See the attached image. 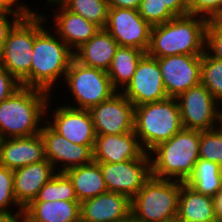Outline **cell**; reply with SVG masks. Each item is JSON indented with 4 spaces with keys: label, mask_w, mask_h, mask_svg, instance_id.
I'll list each match as a JSON object with an SVG mask.
<instances>
[{
    "label": "cell",
    "mask_w": 222,
    "mask_h": 222,
    "mask_svg": "<svg viewBox=\"0 0 222 222\" xmlns=\"http://www.w3.org/2000/svg\"><path fill=\"white\" fill-rule=\"evenodd\" d=\"M50 96L52 94L45 90L21 86L3 100L0 103V139L40 133V122H45L46 105Z\"/></svg>",
    "instance_id": "cell-2"
},
{
    "label": "cell",
    "mask_w": 222,
    "mask_h": 222,
    "mask_svg": "<svg viewBox=\"0 0 222 222\" xmlns=\"http://www.w3.org/2000/svg\"><path fill=\"white\" fill-rule=\"evenodd\" d=\"M182 129L176 98L135 106L134 131L147 153Z\"/></svg>",
    "instance_id": "cell-5"
},
{
    "label": "cell",
    "mask_w": 222,
    "mask_h": 222,
    "mask_svg": "<svg viewBox=\"0 0 222 222\" xmlns=\"http://www.w3.org/2000/svg\"><path fill=\"white\" fill-rule=\"evenodd\" d=\"M18 1L20 2V0H0V11L12 12L21 18H27L37 13V11H33L26 6L27 4L19 3Z\"/></svg>",
    "instance_id": "cell-38"
},
{
    "label": "cell",
    "mask_w": 222,
    "mask_h": 222,
    "mask_svg": "<svg viewBox=\"0 0 222 222\" xmlns=\"http://www.w3.org/2000/svg\"><path fill=\"white\" fill-rule=\"evenodd\" d=\"M189 14L212 19L221 9L222 0H187Z\"/></svg>",
    "instance_id": "cell-34"
},
{
    "label": "cell",
    "mask_w": 222,
    "mask_h": 222,
    "mask_svg": "<svg viewBox=\"0 0 222 222\" xmlns=\"http://www.w3.org/2000/svg\"><path fill=\"white\" fill-rule=\"evenodd\" d=\"M24 209L28 222H80L78 201H32Z\"/></svg>",
    "instance_id": "cell-23"
},
{
    "label": "cell",
    "mask_w": 222,
    "mask_h": 222,
    "mask_svg": "<svg viewBox=\"0 0 222 222\" xmlns=\"http://www.w3.org/2000/svg\"><path fill=\"white\" fill-rule=\"evenodd\" d=\"M45 28L35 36L30 67V87L52 94L54 84L62 77L64 81L66 72L74 59V52L55 32L53 35Z\"/></svg>",
    "instance_id": "cell-4"
},
{
    "label": "cell",
    "mask_w": 222,
    "mask_h": 222,
    "mask_svg": "<svg viewBox=\"0 0 222 222\" xmlns=\"http://www.w3.org/2000/svg\"><path fill=\"white\" fill-rule=\"evenodd\" d=\"M9 16H11V20ZM20 19L21 17L15 13L0 11V57L9 31Z\"/></svg>",
    "instance_id": "cell-37"
},
{
    "label": "cell",
    "mask_w": 222,
    "mask_h": 222,
    "mask_svg": "<svg viewBox=\"0 0 222 222\" xmlns=\"http://www.w3.org/2000/svg\"><path fill=\"white\" fill-rule=\"evenodd\" d=\"M65 174L72 181L78 202L108 191L100 165L94 161L69 169Z\"/></svg>",
    "instance_id": "cell-25"
},
{
    "label": "cell",
    "mask_w": 222,
    "mask_h": 222,
    "mask_svg": "<svg viewBox=\"0 0 222 222\" xmlns=\"http://www.w3.org/2000/svg\"><path fill=\"white\" fill-rule=\"evenodd\" d=\"M175 16L189 14L187 0H160Z\"/></svg>",
    "instance_id": "cell-39"
},
{
    "label": "cell",
    "mask_w": 222,
    "mask_h": 222,
    "mask_svg": "<svg viewBox=\"0 0 222 222\" xmlns=\"http://www.w3.org/2000/svg\"><path fill=\"white\" fill-rule=\"evenodd\" d=\"M175 222H198V221H189V220H175Z\"/></svg>",
    "instance_id": "cell-46"
},
{
    "label": "cell",
    "mask_w": 222,
    "mask_h": 222,
    "mask_svg": "<svg viewBox=\"0 0 222 222\" xmlns=\"http://www.w3.org/2000/svg\"><path fill=\"white\" fill-rule=\"evenodd\" d=\"M109 192L127 196L130 200L151 176V158L146 153L140 159L117 163H98Z\"/></svg>",
    "instance_id": "cell-10"
},
{
    "label": "cell",
    "mask_w": 222,
    "mask_h": 222,
    "mask_svg": "<svg viewBox=\"0 0 222 222\" xmlns=\"http://www.w3.org/2000/svg\"><path fill=\"white\" fill-rule=\"evenodd\" d=\"M138 11L151 27L166 23L176 17L160 0H142Z\"/></svg>",
    "instance_id": "cell-32"
},
{
    "label": "cell",
    "mask_w": 222,
    "mask_h": 222,
    "mask_svg": "<svg viewBox=\"0 0 222 222\" xmlns=\"http://www.w3.org/2000/svg\"><path fill=\"white\" fill-rule=\"evenodd\" d=\"M212 198L216 220L217 222H222V189H220Z\"/></svg>",
    "instance_id": "cell-42"
},
{
    "label": "cell",
    "mask_w": 222,
    "mask_h": 222,
    "mask_svg": "<svg viewBox=\"0 0 222 222\" xmlns=\"http://www.w3.org/2000/svg\"><path fill=\"white\" fill-rule=\"evenodd\" d=\"M156 59L168 97L177 98L201 83V55H173Z\"/></svg>",
    "instance_id": "cell-15"
},
{
    "label": "cell",
    "mask_w": 222,
    "mask_h": 222,
    "mask_svg": "<svg viewBox=\"0 0 222 222\" xmlns=\"http://www.w3.org/2000/svg\"><path fill=\"white\" fill-rule=\"evenodd\" d=\"M218 128L222 131V107H221V104L219 107Z\"/></svg>",
    "instance_id": "cell-44"
},
{
    "label": "cell",
    "mask_w": 222,
    "mask_h": 222,
    "mask_svg": "<svg viewBox=\"0 0 222 222\" xmlns=\"http://www.w3.org/2000/svg\"><path fill=\"white\" fill-rule=\"evenodd\" d=\"M46 4L47 7L58 5V11L52 17L54 18V32L73 52L92 38L100 29L82 16L67 10L58 0H47Z\"/></svg>",
    "instance_id": "cell-20"
},
{
    "label": "cell",
    "mask_w": 222,
    "mask_h": 222,
    "mask_svg": "<svg viewBox=\"0 0 222 222\" xmlns=\"http://www.w3.org/2000/svg\"><path fill=\"white\" fill-rule=\"evenodd\" d=\"M40 135L45 144L46 159L58 173L93 161L94 145L74 144L46 125V122L42 124Z\"/></svg>",
    "instance_id": "cell-13"
},
{
    "label": "cell",
    "mask_w": 222,
    "mask_h": 222,
    "mask_svg": "<svg viewBox=\"0 0 222 222\" xmlns=\"http://www.w3.org/2000/svg\"><path fill=\"white\" fill-rule=\"evenodd\" d=\"M21 87V83L0 65V103Z\"/></svg>",
    "instance_id": "cell-36"
},
{
    "label": "cell",
    "mask_w": 222,
    "mask_h": 222,
    "mask_svg": "<svg viewBox=\"0 0 222 222\" xmlns=\"http://www.w3.org/2000/svg\"><path fill=\"white\" fill-rule=\"evenodd\" d=\"M12 207L14 210L23 209L15 200L13 170L0 166V211H12Z\"/></svg>",
    "instance_id": "cell-33"
},
{
    "label": "cell",
    "mask_w": 222,
    "mask_h": 222,
    "mask_svg": "<svg viewBox=\"0 0 222 222\" xmlns=\"http://www.w3.org/2000/svg\"><path fill=\"white\" fill-rule=\"evenodd\" d=\"M208 19L187 14L151 28L146 54L154 58L202 55L205 52Z\"/></svg>",
    "instance_id": "cell-1"
},
{
    "label": "cell",
    "mask_w": 222,
    "mask_h": 222,
    "mask_svg": "<svg viewBox=\"0 0 222 222\" xmlns=\"http://www.w3.org/2000/svg\"><path fill=\"white\" fill-rule=\"evenodd\" d=\"M181 181L150 176L131 199V216L139 222H175Z\"/></svg>",
    "instance_id": "cell-7"
},
{
    "label": "cell",
    "mask_w": 222,
    "mask_h": 222,
    "mask_svg": "<svg viewBox=\"0 0 222 222\" xmlns=\"http://www.w3.org/2000/svg\"><path fill=\"white\" fill-rule=\"evenodd\" d=\"M96 163H117L142 158L143 149L135 131L123 134L96 135L93 147Z\"/></svg>",
    "instance_id": "cell-17"
},
{
    "label": "cell",
    "mask_w": 222,
    "mask_h": 222,
    "mask_svg": "<svg viewBox=\"0 0 222 222\" xmlns=\"http://www.w3.org/2000/svg\"><path fill=\"white\" fill-rule=\"evenodd\" d=\"M121 93L134 106L167 99L157 59L145 54L139 61L131 81Z\"/></svg>",
    "instance_id": "cell-14"
},
{
    "label": "cell",
    "mask_w": 222,
    "mask_h": 222,
    "mask_svg": "<svg viewBox=\"0 0 222 222\" xmlns=\"http://www.w3.org/2000/svg\"><path fill=\"white\" fill-rule=\"evenodd\" d=\"M201 84L222 105V60L206 51L201 55Z\"/></svg>",
    "instance_id": "cell-29"
},
{
    "label": "cell",
    "mask_w": 222,
    "mask_h": 222,
    "mask_svg": "<svg viewBox=\"0 0 222 222\" xmlns=\"http://www.w3.org/2000/svg\"><path fill=\"white\" fill-rule=\"evenodd\" d=\"M118 47L116 40L105 29H99L74 51V59L82 65L107 72Z\"/></svg>",
    "instance_id": "cell-22"
},
{
    "label": "cell",
    "mask_w": 222,
    "mask_h": 222,
    "mask_svg": "<svg viewBox=\"0 0 222 222\" xmlns=\"http://www.w3.org/2000/svg\"><path fill=\"white\" fill-rule=\"evenodd\" d=\"M78 201L72 181L65 173L56 174L45 183L34 201Z\"/></svg>",
    "instance_id": "cell-30"
},
{
    "label": "cell",
    "mask_w": 222,
    "mask_h": 222,
    "mask_svg": "<svg viewBox=\"0 0 222 222\" xmlns=\"http://www.w3.org/2000/svg\"><path fill=\"white\" fill-rule=\"evenodd\" d=\"M146 52L131 48L119 46L111 61L107 71L113 88L121 92L131 81L136 71V67Z\"/></svg>",
    "instance_id": "cell-26"
},
{
    "label": "cell",
    "mask_w": 222,
    "mask_h": 222,
    "mask_svg": "<svg viewBox=\"0 0 222 222\" xmlns=\"http://www.w3.org/2000/svg\"><path fill=\"white\" fill-rule=\"evenodd\" d=\"M0 222H28L25 209L0 211Z\"/></svg>",
    "instance_id": "cell-40"
},
{
    "label": "cell",
    "mask_w": 222,
    "mask_h": 222,
    "mask_svg": "<svg viewBox=\"0 0 222 222\" xmlns=\"http://www.w3.org/2000/svg\"><path fill=\"white\" fill-rule=\"evenodd\" d=\"M109 7L138 10L142 0H107Z\"/></svg>",
    "instance_id": "cell-41"
},
{
    "label": "cell",
    "mask_w": 222,
    "mask_h": 222,
    "mask_svg": "<svg viewBox=\"0 0 222 222\" xmlns=\"http://www.w3.org/2000/svg\"><path fill=\"white\" fill-rule=\"evenodd\" d=\"M176 99L183 128L205 131L218 127L220 104L201 83L183 92Z\"/></svg>",
    "instance_id": "cell-9"
},
{
    "label": "cell",
    "mask_w": 222,
    "mask_h": 222,
    "mask_svg": "<svg viewBox=\"0 0 222 222\" xmlns=\"http://www.w3.org/2000/svg\"><path fill=\"white\" fill-rule=\"evenodd\" d=\"M55 174L56 170L47 159L13 170L14 195L18 205L26 208Z\"/></svg>",
    "instance_id": "cell-21"
},
{
    "label": "cell",
    "mask_w": 222,
    "mask_h": 222,
    "mask_svg": "<svg viewBox=\"0 0 222 222\" xmlns=\"http://www.w3.org/2000/svg\"><path fill=\"white\" fill-rule=\"evenodd\" d=\"M199 145L200 131L183 128L149 152L151 175L185 182L199 160Z\"/></svg>",
    "instance_id": "cell-3"
},
{
    "label": "cell",
    "mask_w": 222,
    "mask_h": 222,
    "mask_svg": "<svg viewBox=\"0 0 222 222\" xmlns=\"http://www.w3.org/2000/svg\"><path fill=\"white\" fill-rule=\"evenodd\" d=\"M131 216V200L105 192L80 202V222H122Z\"/></svg>",
    "instance_id": "cell-18"
},
{
    "label": "cell",
    "mask_w": 222,
    "mask_h": 222,
    "mask_svg": "<svg viewBox=\"0 0 222 222\" xmlns=\"http://www.w3.org/2000/svg\"><path fill=\"white\" fill-rule=\"evenodd\" d=\"M205 51L210 56L222 60V30L211 20L206 27Z\"/></svg>",
    "instance_id": "cell-35"
},
{
    "label": "cell",
    "mask_w": 222,
    "mask_h": 222,
    "mask_svg": "<svg viewBox=\"0 0 222 222\" xmlns=\"http://www.w3.org/2000/svg\"><path fill=\"white\" fill-rule=\"evenodd\" d=\"M199 158L222 166V131L218 127L200 131Z\"/></svg>",
    "instance_id": "cell-31"
},
{
    "label": "cell",
    "mask_w": 222,
    "mask_h": 222,
    "mask_svg": "<svg viewBox=\"0 0 222 222\" xmlns=\"http://www.w3.org/2000/svg\"><path fill=\"white\" fill-rule=\"evenodd\" d=\"M47 15L35 13L21 18L9 31L0 57L2 65L21 86L30 87V67L35 36L46 27Z\"/></svg>",
    "instance_id": "cell-6"
},
{
    "label": "cell",
    "mask_w": 222,
    "mask_h": 222,
    "mask_svg": "<svg viewBox=\"0 0 222 222\" xmlns=\"http://www.w3.org/2000/svg\"><path fill=\"white\" fill-rule=\"evenodd\" d=\"M151 26L135 9L109 7L105 30L119 46L147 51Z\"/></svg>",
    "instance_id": "cell-11"
},
{
    "label": "cell",
    "mask_w": 222,
    "mask_h": 222,
    "mask_svg": "<svg viewBox=\"0 0 222 222\" xmlns=\"http://www.w3.org/2000/svg\"><path fill=\"white\" fill-rule=\"evenodd\" d=\"M67 10L104 29L108 16L107 0H58Z\"/></svg>",
    "instance_id": "cell-28"
},
{
    "label": "cell",
    "mask_w": 222,
    "mask_h": 222,
    "mask_svg": "<svg viewBox=\"0 0 222 222\" xmlns=\"http://www.w3.org/2000/svg\"><path fill=\"white\" fill-rule=\"evenodd\" d=\"M210 20L222 30V9Z\"/></svg>",
    "instance_id": "cell-43"
},
{
    "label": "cell",
    "mask_w": 222,
    "mask_h": 222,
    "mask_svg": "<svg viewBox=\"0 0 222 222\" xmlns=\"http://www.w3.org/2000/svg\"><path fill=\"white\" fill-rule=\"evenodd\" d=\"M176 220L217 222L213 198L200 194L185 182H181Z\"/></svg>",
    "instance_id": "cell-24"
},
{
    "label": "cell",
    "mask_w": 222,
    "mask_h": 222,
    "mask_svg": "<svg viewBox=\"0 0 222 222\" xmlns=\"http://www.w3.org/2000/svg\"><path fill=\"white\" fill-rule=\"evenodd\" d=\"M48 100L45 111V122L55 132L64 136L70 142L80 145H94L96 133L89 110L75 109L61 104L60 107L51 109ZM49 110V111H48ZM52 116L48 119V112ZM49 120V121H48Z\"/></svg>",
    "instance_id": "cell-16"
},
{
    "label": "cell",
    "mask_w": 222,
    "mask_h": 222,
    "mask_svg": "<svg viewBox=\"0 0 222 222\" xmlns=\"http://www.w3.org/2000/svg\"><path fill=\"white\" fill-rule=\"evenodd\" d=\"M46 160L40 133L28 137L0 139V166L16 170Z\"/></svg>",
    "instance_id": "cell-19"
},
{
    "label": "cell",
    "mask_w": 222,
    "mask_h": 222,
    "mask_svg": "<svg viewBox=\"0 0 222 222\" xmlns=\"http://www.w3.org/2000/svg\"><path fill=\"white\" fill-rule=\"evenodd\" d=\"M221 176L222 166L199 158L185 183L200 194L213 197L221 189Z\"/></svg>",
    "instance_id": "cell-27"
},
{
    "label": "cell",
    "mask_w": 222,
    "mask_h": 222,
    "mask_svg": "<svg viewBox=\"0 0 222 222\" xmlns=\"http://www.w3.org/2000/svg\"><path fill=\"white\" fill-rule=\"evenodd\" d=\"M64 83L76 106L62 104L75 109L89 110L117 92L106 71L82 65L75 59L66 72Z\"/></svg>",
    "instance_id": "cell-8"
},
{
    "label": "cell",
    "mask_w": 222,
    "mask_h": 222,
    "mask_svg": "<svg viewBox=\"0 0 222 222\" xmlns=\"http://www.w3.org/2000/svg\"><path fill=\"white\" fill-rule=\"evenodd\" d=\"M96 135L134 131L135 106L121 92L89 109Z\"/></svg>",
    "instance_id": "cell-12"
},
{
    "label": "cell",
    "mask_w": 222,
    "mask_h": 222,
    "mask_svg": "<svg viewBox=\"0 0 222 222\" xmlns=\"http://www.w3.org/2000/svg\"><path fill=\"white\" fill-rule=\"evenodd\" d=\"M122 222H139V221L135 220L132 216H130L128 219H126Z\"/></svg>",
    "instance_id": "cell-45"
}]
</instances>
